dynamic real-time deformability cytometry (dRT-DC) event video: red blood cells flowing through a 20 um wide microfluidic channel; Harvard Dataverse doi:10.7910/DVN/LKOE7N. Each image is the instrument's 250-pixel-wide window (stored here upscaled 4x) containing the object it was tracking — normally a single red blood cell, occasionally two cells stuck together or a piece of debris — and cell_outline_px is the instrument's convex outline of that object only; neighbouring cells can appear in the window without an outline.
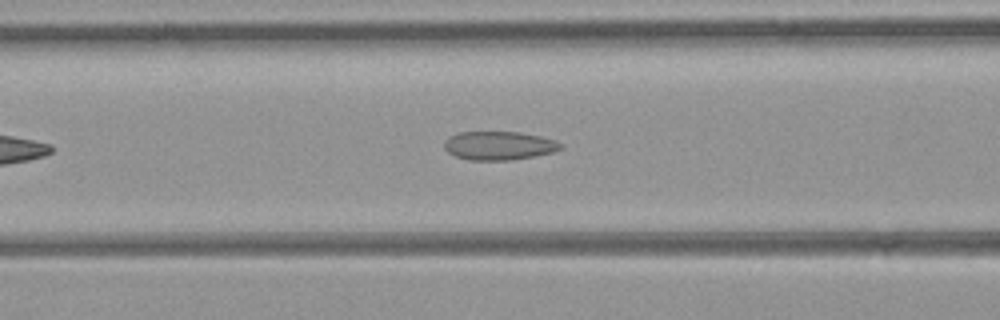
{"species": "common noctule bat (a hibernating species)", "species_latin": "Nyctalus noctula", "temperature_condition": "room temperature", "stored_images_in_passage": 33, "camera_frame_rate_fps": 3000, "um_per_image_px": 0.085, "animal": {"sex": "female", "body_mass_g": 21.9}, "frame": {"image": 1, "passage_image": 10, "time_ms": 3.0, "image_size_px": [1000, 320], "cell_outline_px": [[564, 148], [552, 152], [512, 160], [468, 160], [456, 156], [448, 152], [444, 148], [444, 140], [448, 136], [460, 132], [520, 132], [540, 136], [556, 140], [564, 144]], "centroid_in_image_um": [42.42, 12.37], "position_along_channel_um": 124.2, "area_um2": 19.54}}
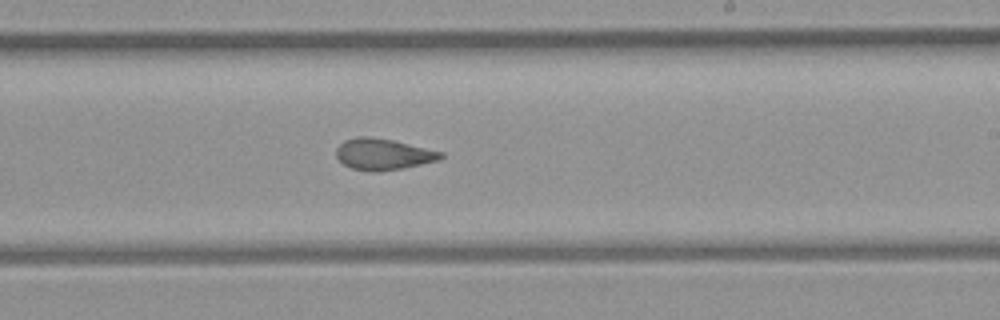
{"frame": {"image": 2, "passage_image": 19, "time_ms": 6.0, "image_size_px": [1000, 320], "cell_outline_px": [[444, 156], [440, 160], [404, 168], [376, 172], [372, 172], [352, 168], [344, 164], [336, 156], [336, 148], [344, 140], [356, 136], [368, 136], [392, 140], [444, 152]], "centroid_in_image_um": [32.58, 13.11], "position_along_channel_um": 256.4, "area_um2": 19.13}}
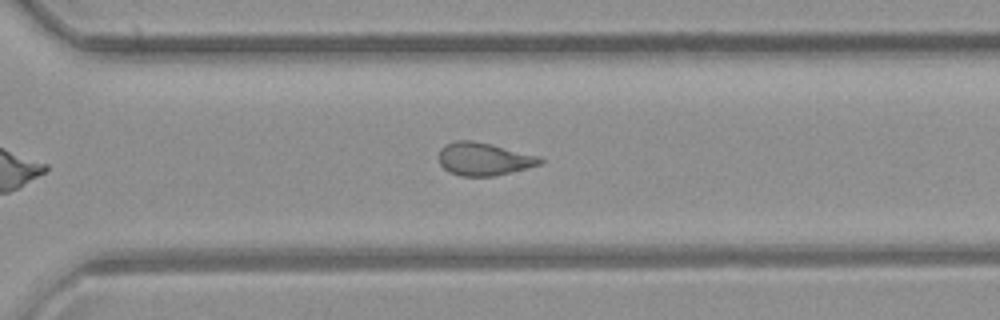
{"frame": {"image": 3, "passage_image": 24, "time_ms": 7.667, "image_size_px": [1000, 320], "cell_outline_px": [[544, 164], [496, 176], [460, 176], [448, 172], [440, 164], [440, 148], [444, 144], [456, 140], [472, 140], [492, 144], [540, 156], [544, 160]], "centroid_in_image_um": [41.16, 13.51], "position_along_channel_um": 329.4, "area_um2": 19.71}, "authors_computed_cell_mechanics": {"area_um2": 19.7098, "velocity_mm_per_s": 4.4129, "shape_relaxation_time_tau1_ms": null, "shape_relaxation_time_tau2_ms": 1.8595, "deformation_change_tau1": null, "deformation_change_tau2": 0.091}}